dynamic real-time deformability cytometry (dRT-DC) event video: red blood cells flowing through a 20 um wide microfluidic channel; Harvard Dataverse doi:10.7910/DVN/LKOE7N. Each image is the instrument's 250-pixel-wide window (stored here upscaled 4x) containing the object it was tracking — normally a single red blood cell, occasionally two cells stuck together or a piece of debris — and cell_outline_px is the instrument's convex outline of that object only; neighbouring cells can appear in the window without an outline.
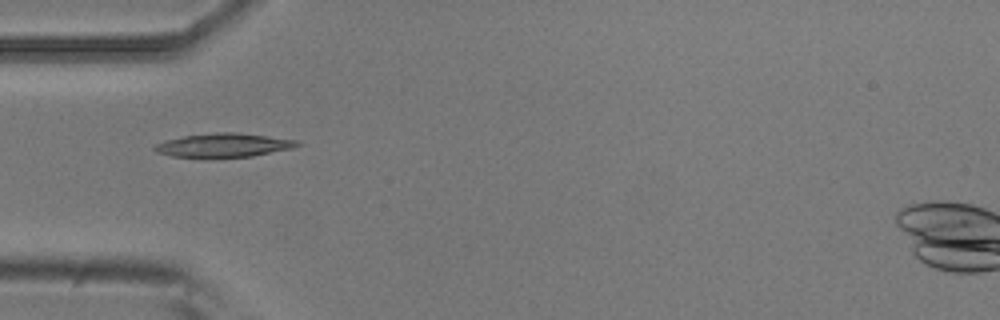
{"species": "common noctule bat (a hibernating species)", "species_latin": "Nyctalus noctula", "temperature_condition": "room temperature", "stored_images_in_passage": 5, "camera_frame_rate_fps": 3000, "um_per_image_px": 0.085, "animal": {"sex": "male", "body_mass_g": 20.5, "forearm_length_mm": 52.5}, "frame": {"image": 1, "passage_image": 5, "time_ms": 1.333, "image_size_px": [1000, 320], "cell_outline_px": [[300, 144], [292, 148], [252, 156], [204, 160], [172, 156], [156, 152], [152, 148], [156, 144], [164, 140], [184, 136], [216, 132], [236, 132], [300, 140]], "centroid_in_image_um": [18.95, 12.37], "position_along_channel_um": 66.0, "area_um2": 20.52}}